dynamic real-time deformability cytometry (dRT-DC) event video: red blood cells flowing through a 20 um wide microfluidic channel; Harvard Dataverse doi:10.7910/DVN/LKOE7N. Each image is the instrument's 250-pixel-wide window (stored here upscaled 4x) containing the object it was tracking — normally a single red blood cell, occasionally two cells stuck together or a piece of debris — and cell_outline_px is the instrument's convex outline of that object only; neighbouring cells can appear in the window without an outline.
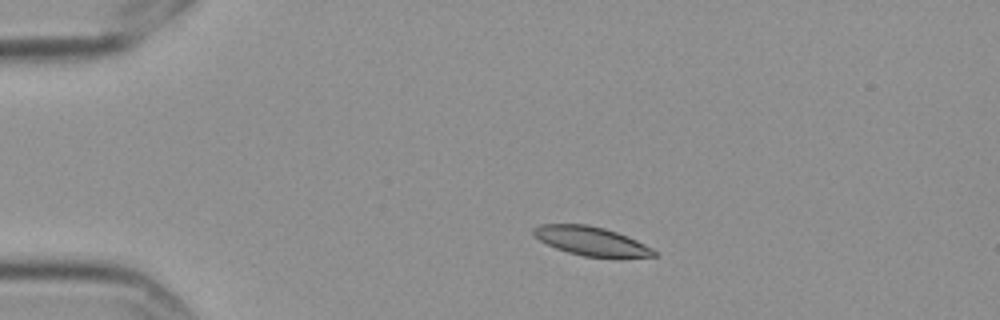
{"species": "Egyptian fruit bat (a non-hibernating species)", "species_latin": "Rousettus aegyptiacus", "temperature_condition": "cold", "stored_images_in_passage": 7, "camera_frame_rate_fps": 3000, "um_per_image_px": 0.085, "frame": {"image": 1, "passage_image": 1, "time_ms": 0.0, "image_size_px": [1000, 320], "cell_outline_px": [[660, 252], [656, 256], [620, 260], [616, 260], [584, 256], [568, 252], [556, 248], [540, 240], [532, 232], [532, 228], [540, 224], [588, 224], [604, 228], [616, 232], [636, 240]], "centroid_in_image_um": [50.36, 20.54], "position_along_channel_um": 34.6, "area_um2": 20.92}}
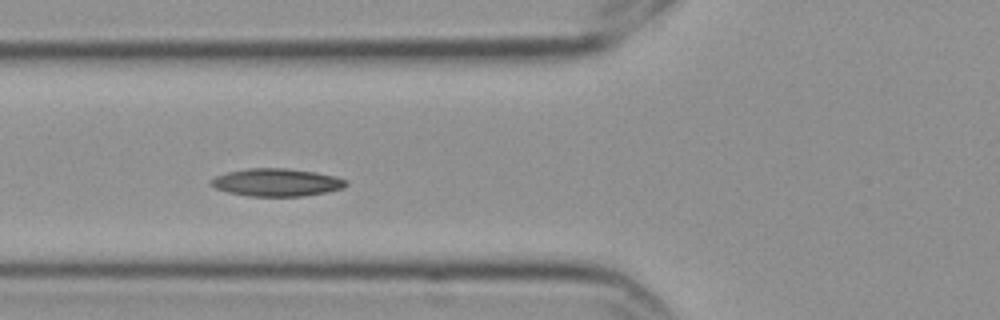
{"frame": {"image": 2, "passage_image": 4, "time_ms": 1.0, "image_size_px": [1000, 320], "cell_outline_px": [[348, 184], [344, 188], [328, 192], [304, 196], [248, 196], [228, 192], [216, 188], [208, 184], [208, 180], [216, 176], [228, 172], [248, 168], [288, 168], [316, 172], [336, 176], [348, 180]], "centroid_in_image_um": [23.54, 15.5], "position_along_channel_um": 102.3, "area_um2": 22.08}}
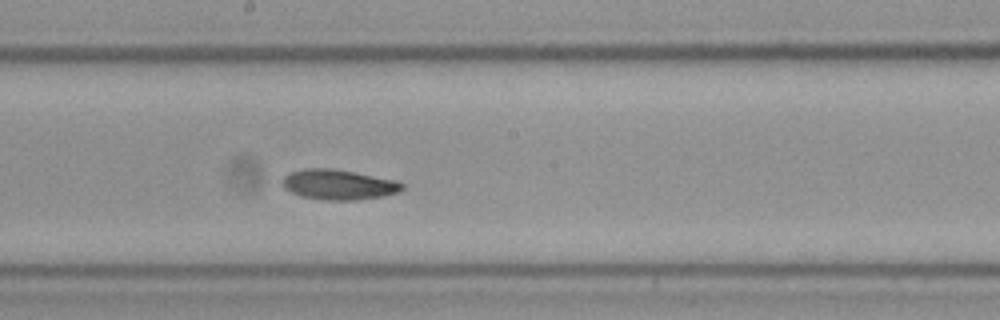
{"frame": {"image": 3, "passage_image": 7, "time_ms": 2.0, "image_size_px": [1000, 320], "cell_outline_px": [[404, 188], [400, 192], [384, 196], [356, 200], [324, 200], [300, 196], [284, 188], [284, 176], [292, 172], [304, 168], [328, 168], [352, 172], [396, 180], [404, 184]], "centroid_in_image_um": [28.81, 15.7], "position_along_channel_um": 219.4, "area_um2": 20.87}}